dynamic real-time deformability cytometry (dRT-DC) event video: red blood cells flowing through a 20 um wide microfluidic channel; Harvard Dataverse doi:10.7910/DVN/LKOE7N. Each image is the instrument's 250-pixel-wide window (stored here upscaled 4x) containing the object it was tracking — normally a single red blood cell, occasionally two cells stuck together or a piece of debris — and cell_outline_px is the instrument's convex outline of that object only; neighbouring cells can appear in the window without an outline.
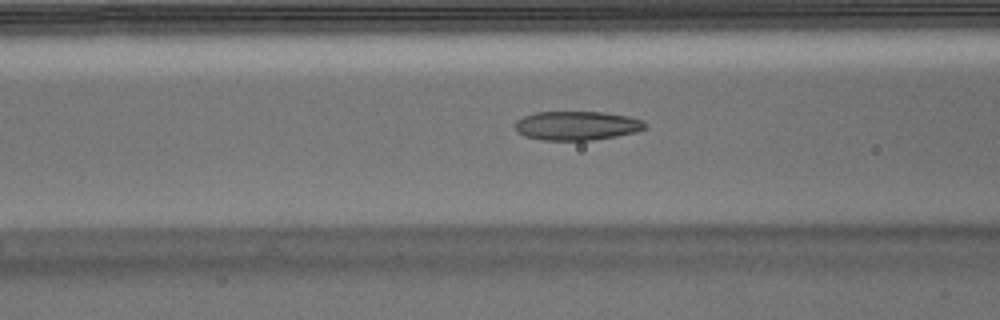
{"species": "Egyptian fruit bat (a non-hibernating species)", "species_latin": "Rousettus aegyptiacus", "temperature_condition": "warm", "stored_images_in_passage": 53, "camera_frame_rate_fps": 3000, "um_per_image_px": 0.085, "animal": {"sex": "male"}, "frame": {"image": 1, "passage_image": 20, "time_ms": 6.333, "image_size_px": [1000, 320], "cell_outline_px": [[644, 128], [636, 132], [616, 136], [592, 140], [544, 140], [524, 136], [516, 132], [516, 120], [524, 116], [536, 112], [604, 112], [628, 116], [644, 120]], "centroid_in_image_um": [49.01, 10.68], "position_along_channel_um": 117.6, "area_um2": 21.91}}
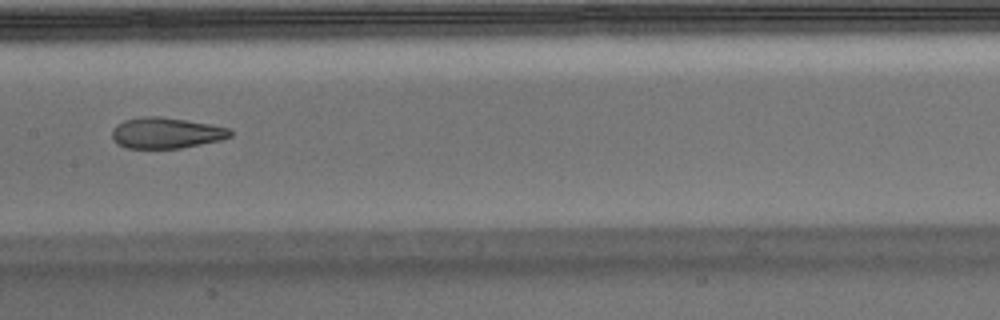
{"frame": {"image": 2, "passage_image": 26, "time_ms": 8.333, "image_size_px": [1000, 320], "cell_outline_px": [[232, 136], [220, 140], [180, 148], [124, 148], [116, 144], [112, 140], [112, 128], [116, 124], [124, 120], [144, 116], [160, 116], [212, 124], [232, 128]], "centroid_in_image_um": [14.1, 11.29], "position_along_channel_um": 193.3, "area_um2": 21.56}}
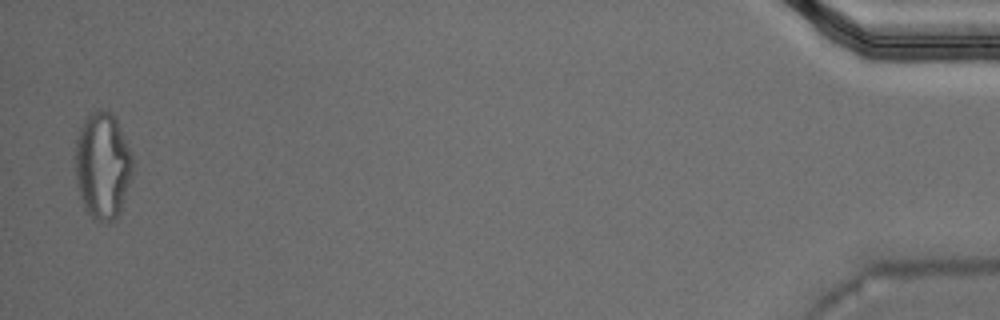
{"frame": {"image": 3, "passage_image": 52, "time_ms": 17.0, "image_size_px": [1000, 320], "cell_outline_px": [[132, 176], [120, 212], [116, 220], [92, 220], [84, 208], [76, 184], [72, 160], [72, 156], [76, 140], [80, 128], [84, 120], [96, 108], [104, 108], [112, 112], [116, 116], [132, 156]], "centroid_in_image_um": [8.68, 14.05], "position_along_channel_um": 426.5, "area_um2": 36.65}, "authors_computed_cell_mechanics": {"area_um2": 22.1374, "velocity_mm_per_s": 3.7717, "shape_relaxation_time_tau1_ms": null, "shape_relaxation_time_tau2_ms": 2.1173, "deformation_change_tau1": null, "deformation_change_tau2": 0.1037}}